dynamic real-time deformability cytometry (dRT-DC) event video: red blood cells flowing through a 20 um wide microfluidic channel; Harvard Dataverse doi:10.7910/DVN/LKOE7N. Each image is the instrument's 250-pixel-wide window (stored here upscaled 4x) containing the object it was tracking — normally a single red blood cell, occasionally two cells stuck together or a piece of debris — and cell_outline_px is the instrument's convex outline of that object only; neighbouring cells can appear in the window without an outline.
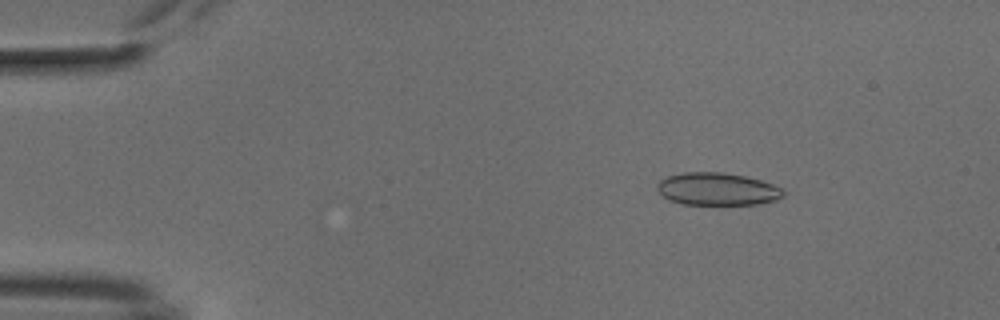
{"species": "common noctule bat (a hibernating species)", "species_latin": "Nyctalus noctula", "temperature_condition": "cold", "stored_images_in_passage": 53, "camera_frame_rate_fps": 3000, "um_per_image_px": 0.085, "animal": {"sex": "male", "body_mass_g": 18.8}, "frame": {"image": 1, "passage_image": 8, "time_ms": 2.333, "image_size_px": [1000, 320], "cell_outline_px": [[784, 196], [776, 200], [756, 204], [684, 204], [668, 200], [656, 188], [656, 184], [660, 180], [668, 176], [684, 172], [724, 172], [744, 176], [760, 180], [784, 188]], "centroid_in_image_um": [60.97, 16.06], "position_along_channel_um": 24.0, "area_um2": 23.93}}
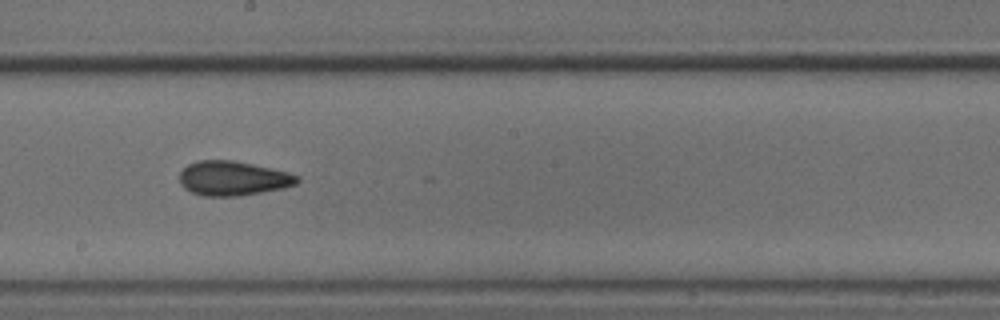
{"frame": {"image": 2, "passage_image": 30, "time_ms": 9.667, "image_size_px": [1000, 320], "cell_outline_px": [[300, 180], [296, 184], [284, 188], [240, 196], [204, 196], [192, 192], [184, 188], [180, 184], [180, 172], [188, 164], [196, 160], [232, 160], [272, 168], [288, 172], [300, 176]], "centroid_in_image_um": [19.81, 15.16], "position_along_channel_um": 228.4, "area_um2": 23.76}}
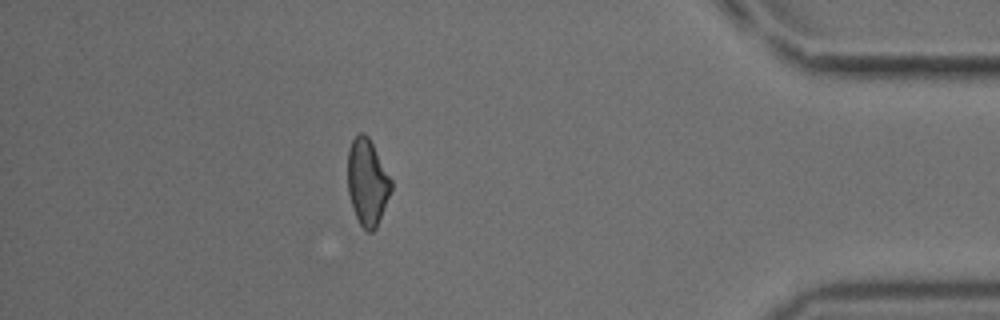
{"frame": {"image": 3, "passage_image": 47, "time_ms": 15.333, "image_size_px": [1000, 320], "cell_outline_px": [[392, 188], [376, 228], [372, 232], [368, 232], [360, 224], [356, 216], [348, 192], [348, 148], [352, 140], [360, 132], [364, 132], [368, 136], [392, 180]], "centroid_in_image_um": [31.22, 15.46], "position_along_channel_um": 404.0, "area_um2": 21.62}, "authors_computed_cell_mechanics": {"area_um2": 23.2356, "velocity_mm_per_s": 3.8124, "shape_relaxation_time_tau1_ms": 10.5321, "shape_relaxation_time_tau2_ms": 3.6996, "deformation_change_tau1": 0.1427, "deformation_change_tau2": 0.1044}}